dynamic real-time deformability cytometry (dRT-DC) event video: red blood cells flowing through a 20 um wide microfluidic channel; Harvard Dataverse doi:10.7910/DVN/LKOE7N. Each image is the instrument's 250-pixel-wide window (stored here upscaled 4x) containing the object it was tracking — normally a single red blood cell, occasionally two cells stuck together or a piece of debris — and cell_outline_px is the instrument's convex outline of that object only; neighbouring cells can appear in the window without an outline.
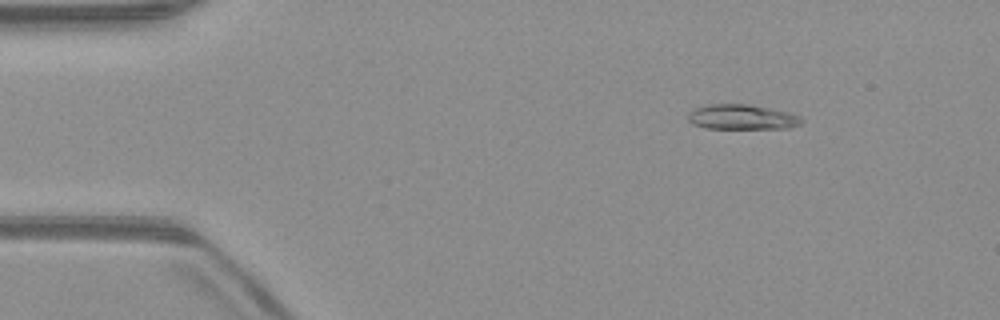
{"species": "common noctule bat (a hibernating species)", "species_latin": "Nyctalus noctula", "temperature_condition": "warm", "stored_images_in_passage": 51, "camera_frame_rate_fps": 3000, "um_per_image_px": 0.085, "animal": {"sex": "male", "body_mass_g": 23.1, "forearm_length_mm": 52.7}, "frame": {"image": 1, "passage_image": 7, "time_ms": 2.0, "image_size_px": [1000, 320], "cell_outline_px": [[804, 120], [800, 124], [788, 128], [704, 128], [692, 124], [688, 120], [688, 112], [696, 108], [708, 104], [748, 104], [792, 112], [800, 116]], "centroid_in_image_um": [63.08, 9.94], "position_along_channel_um": 21.9, "area_um2": 16.65}}
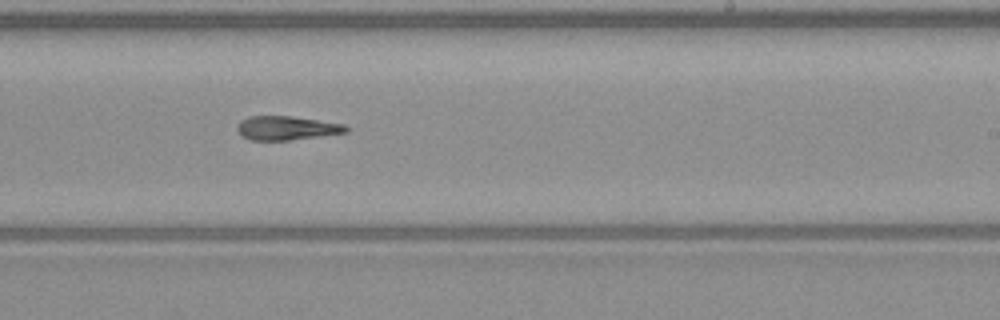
{"frame": {"image": 2, "passage_image": 31, "time_ms": 10.0, "image_size_px": [1000, 320], "cell_outline_px": [[348, 132], [320, 136], [288, 140], [248, 140], [240, 136], [236, 132], [236, 124], [240, 120], [248, 116], [292, 116], [344, 124], [348, 128]], "centroid_in_image_um": [24.28, 10.88], "position_along_channel_um": 264.7, "area_um2": 15.37}}
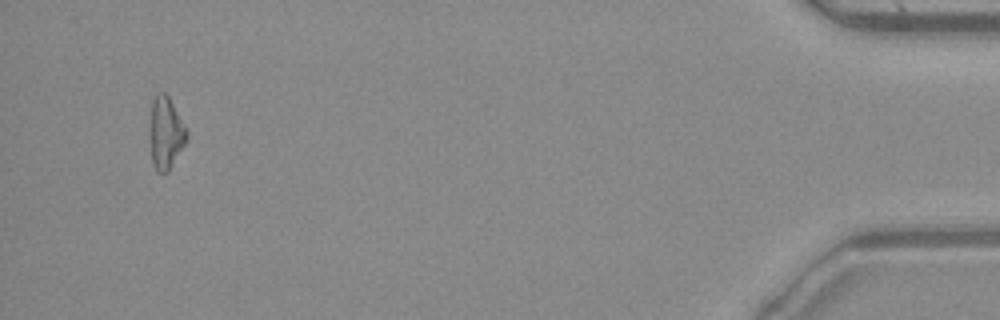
{"frame": {"image": 3, "passage_image": 49, "time_ms": 16.0, "image_size_px": [1000, 320], "cell_outline_px": [[188, 136], [184, 144], [168, 172], [156, 172], [152, 164], [148, 128], [152, 100], [156, 92], [164, 92], [168, 96], [184, 124], [188, 132]], "centroid_in_image_um": [14.04, 11.29], "position_along_channel_um": 421.2, "area_um2": 15.78}}